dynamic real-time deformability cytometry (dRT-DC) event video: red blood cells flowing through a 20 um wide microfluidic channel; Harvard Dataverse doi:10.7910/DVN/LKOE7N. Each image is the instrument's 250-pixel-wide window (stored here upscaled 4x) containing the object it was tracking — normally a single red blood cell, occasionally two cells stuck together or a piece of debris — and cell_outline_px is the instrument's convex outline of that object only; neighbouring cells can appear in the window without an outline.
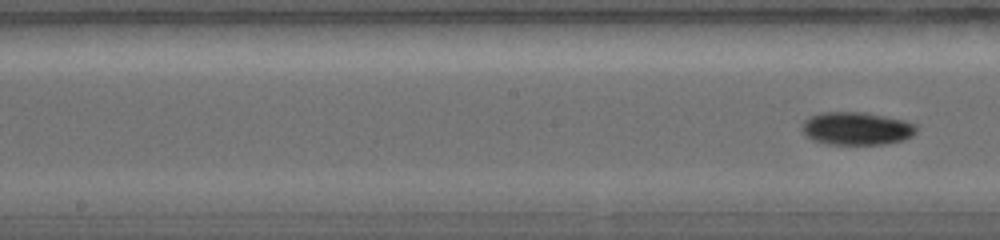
{"species": "common noctule bat (a hibernating species)", "species_latin": "Nyctalus noctula", "temperature_condition": "warm", "stored_images_in_passage": 9, "camera_frame_rate_fps": 5000, "um_per_image_px": 0.085, "animal": {"sex": "female", "body_mass_g": 19.0, "forearm_length_mm": 56.7}, "frame": {"image": 1, "passage_image": 9, "time_ms": 3.0, "image_size_px": [1000, 240], "cell_outline_px": [[916, 132], [912, 136], [904, 140], [880, 144], [828, 144], [816, 140], [808, 136], [800, 128], [804, 120], [808, 116], [820, 112], [864, 112], [904, 120], [916, 124]], "centroid_in_image_um": [72.8, 10.91], "position_along_channel_um": 175.4, "area_um2": 21.91}}